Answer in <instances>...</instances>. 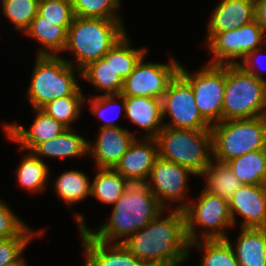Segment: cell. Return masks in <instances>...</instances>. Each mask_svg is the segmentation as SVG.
Wrapping results in <instances>:
<instances>
[{
	"mask_svg": "<svg viewBox=\"0 0 266 266\" xmlns=\"http://www.w3.org/2000/svg\"><path fill=\"white\" fill-rule=\"evenodd\" d=\"M162 211L142 229L122 242L124 247L148 266H179L189 258L185 215L172 209Z\"/></svg>",
	"mask_w": 266,
	"mask_h": 266,
	"instance_id": "cell-1",
	"label": "cell"
},
{
	"mask_svg": "<svg viewBox=\"0 0 266 266\" xmlns=\"http://www.w3.org/2000/svg\"><path fill=\"white\" fill-rule=\"evenodd\" d=\"M112 206L109 219L96 230L87 227L84 216L76 213L78 230L86 229L106 243H122L165 210L146 183H130Z\"/></svg>",
	"mask_w": 266,
	"mask_h": 266,
	"instance_id": "cell-2",
	"label": "cell"
},
{
	"mask_svg": "<svg viewBox=\"0 0 266 266\" xmlns=\"http://www.w3.org/2000/svg\"><path fill=\"white\" fill-rule=\"evenodd\" d=\"M126 33L119 20L75 16L68 28L64 48L75 55V61L64 60L82 70L89 63L102 59Z\"/></svg>",
	"mask_w": 266,
	"mask_h": 266,
	"instance_id": "cell-3",
	"label": "cell"
},
{
	"mask_svg": "<svg viewBox=\"0 0 266 266\" xmlns=\"http://www.w3.org/2000/svg\"><path fill=\"white\" fill-rule=\"evenodd\" d=\"M36 56L33 75L26 93L31 108L41 109L48 102L75 95L81 89L75 78L77 71L81 77V70L71 66L59 55Z\"/></svg>",
	"mask_w": 266,
	"mask_h": 266,
	"instance_id": "cell-4",
	"label": "cell"
},
{
	"mask_svg": "<svg viewBox=\"0 0 266 266\" xmlns=\"http://www.w3.org/2000/svg\"><path fill=\"white\" fill-rule=\"evenodd\" d=\"M159 157L199 176L213 157L211 130L163 127L156 137Z\"/></svg>",
	"mask_w": 266,
	"mask_h": 266,
	"instance_id": "cell-5",
	"label": "cell"
},
{
	"mask_svg": "<svg viewBox=\"0 0 266 266\" xmlns=\"http://www.w3.org/2000/svg\"><path fill=\"white\" fill-rule=\"evenodd\" d=\"M266 106V81L238 64L225 65L222 121L260 117Z\"/></svg>",
	"mask_w": 266,
	"mask_h": 266,
	"instance_id": "cell-6",
	"label": "cell"
},
{
	"mask_svg": "<svg viewBox=\"0 0 266 266\" xmlns=\"http://www.w3.org/2000/svg\"><path fill=\"white\" fill-rule=\"evenodd\" d=\"M213 158L228 162L251 151L266 149L264 116L221 121L211 125Z\"/></svg>",
	"mask_w": 266,
	"mask_h": 266,
	"instance_id": "cell-7",
	"label": "cell"
},
{
	"mask_svg": "<svg viewBox=\"0 0 266 266\" xmlns=\"http://www.w3.org/2000/svg\"><path fill=\"white\" fill-rule=\"evenodd\" d=\"M196 200L189 201L183 210L188 242L199 239H226L228 228L234 227L228 200L203 190ZM197 226L204 229L201 235L196 232Z\"/></svg>",
	"mask_w": 266,
	"mask_h": 266,
	"instance_id": "cell-8",
	"label": "cell"
},
{
	"mask_svg": "<svg viewBox=\"0 0 266 266\" xmlns=\"http://www.w3.org/2000/svg\"><path fill=\"white\" fill-rule=\"evenodd\" d=\"M179 74L191 85L196 106L210 124L222 121L225 92V65L207 64L198 72L190 73L180 64Z\"/></svg>",
	"mask_w": 266,
	"mask_h": 266,
	"instance_id": "cell-9",
	"label": "cell"
},
{
	"mask_svg": "<svg viewBox=\"0 0 266 266\" xmlns=\"http://www.w3.org/2000/svg\"><path fill=\"white\" fill-rule=\"evenodd\" d=\"M266 35L255 20L238 29L216 33L206 44L209 55L208 64H238L250 52L266 45Z\"/></svg>",
	"mask_w": 266,
	"mask_h": 266,
	"instance_id": "cell-10",
	"label": "cell"
},
{
	"mask_svg": "<svg viewBox=\"0 0 266 266\" xmlns=\"http://www.w3.org/2000/svg\"><path fill=\"white\" fill-rule=\"evenodd\" d=\"M169 116L165 127L211 130V125L202 117L194 99L191 85L178 73L168 85L162 98V118Z\"/></svg>",
	"mask_w": 266,
	"mask_h": 266,
	"instance_id": "cell-11",
	"label": "cell"
},
{
	"mask_svg": "<svg viewBox=\"0 0 266 266\" xmlns=\"http://www.w3.org/2000/svg\"><path fill=\"white\" fill-rule=\"evenodd\" d=\"M145 55L137 62L133 71L124 80L123 97H152L162 100L168 85L179 73L180 63L171 57L170 62H144Z\"/></svg>",
	"mask_w": 266,
	"mask_h": 266,
	"instance_id": "cell-12",
	"label": "cell"
},
{
	"mask_svg": "<svg viewBox=\"0 0 266 266\" xmlns=\"http://www.w3.org/2000/svg\"><path fill=\"white\" fill-rule=\"evenodd\" d=\"M190 175L196 176L189 168L158 157L146 184L165 210H169L171 203L180 202L175 209L183 211L189 203L186 191Z\"/></svg>",
	"mask_w": 266,
	"mask_h": 266,
	"instance_id": "cell-13",
	"label": "cell"
},
{
	"mask_svg": "<svg viewBox=\"0 0 266 266\" xmlns=\"http://www.w3.org/2000/svg\"><path fill=\"white\" fill-rule=\"evenodd\" d=\"M228 204L234 226L239 215L241 228H266V185L242 184Z\"/></svg>",
	"mask_w": 266,
	"mask_h": 266,
	"instance_id": "cell-14",
	"label": "cell"
},
{
	"mask_svg": "<svg viewBox=\"0 0 266 266\" xmlns=\"http://www.w3.org/2000/svg\"><path fill=\"white\" fill-rule=\"evenodd\" d=\"M139 139H134L114 168L130 183H146L154 162L159 157L156 138Z\"/></svg>",
	"mask_w": 266,
	"mask_h": 266,
	"instance_id": "cell-15",
	"label": "cell"
},
{
	"mask_svg": "<svg viewBox=\"0 0 266 266\" xmlns=\"http://www.w3.org/2000/svg\"><path fill=\"white\" fill-rule=\"evenodd\" d=\"M84 266H148L130 253L122 243H106L93 237L86 229H80Z\"/></svg>",
	"mask_w": 266,
	"mask_h": 266,
	"instance_id": "cell-16",
	"label": "cell"
},
{
	"mask_svg": "<svg viewBox=\"0 0 266 266\" xmlns=\"http://www.w3.org/2000/svg\"><path fill=\"white\" fill-rule=\"evenodd\" d=\"M135 138L124 127L99 128L94 144L88 142V154L93 155L97 168L114 169Z\"/></svg>",
	"mask_w": 266,
	"mask_h": 266,
	"instance_id": "cell-17",
	"label": "cell"
},
{
	"mask_svg": "<svg viewBox=\"0 0 266 266\" xmlns=\"http://www.w3.org/2000/svg\"><path fill=\"white\" fill-rule=\"evenodd\" d=\"M36 112L33 123L29 129L16 123L3 124L7 138L17 143L19 149L30 152L37 144L48 141L61 134L67 128L47 115L41 109H33Z\"/></svg>",
	"mask_w": 266,
	"mask_h": 266,
	"instance_id": "cell-18",
	"label": "cell"
},
{
	"mask_svg": "<svg viewBox=\"0 0 266 266\" xmlns=\"http://www.w3.org/2000/svg\"><path fill=\"white\" fill-rule=\"evenodd\" d=\"M255 0H221L213 9L207 28V43L216 33L238 29L254 20Z\"/></svg>",
	"mask_w": 266,
	"mask_h": 266,
	"instance_id": "cell-19",
	"label": "cell"
},
{
	"mask_svg": "<svg viewBox=\"0 0 266 266\" xmlns=\"http://www.w3.org/2000/svg\"><path fill=\"white\" fill-rule=\"evenodd\" d=\"M125 114L135 126L145 131L143 137L156 138L164 127L162 100L152 97H125Z\"/></svg>",
	"mask_w": 266,
	"mask_h": 266,
	"instance_id": "cell-20",
	"label": "cell"
},
{
	"mask_svg": "<svg viewBox=\"0 0 266 266\" xmlns=\"http://www.w3.org/2000/svg\"><path fill=\"white\" fill-rule=\"evenodd\" d=\"M226 240L240 266H266V228H240L233 244L229 237Z\"/></svg>",
	"mask_w": 266,
	"mask_h": 266,
	"instance_id": "cell-21",
	"label": "cell"
},
{
	"mask_svg": "<svg viewBox=\"0 0 266 266\" xmlns=\"http://www.w3.org/2000/svg\"><path fill=\"white\" fill-rule=\"evenodd\" d=\"M74 132L72 128H67L56 137L37 144L30 152L41 160L43 156L48 158L85 157L88 154L89 140Z\"/></svg>",
	"mask_w": 266,
	"mask_h": 266,
	"instance_id": "cell-22",
	"label": "cell"
},
{
	"mask_svg": "<svg viewBox=\"0 0 266 266\" xmlns=\"http://www.w3.org/2000/svg\"><path fill=\"white\" fill-rule=\"evenodd\" d=\"M70 25H59V22L42 21L37 14L24 34L41 44L37 55L57 56L64 52Z\"/></svg>",
	"mask_w": 266,
	"mask_h": 266,
	"instance_id": "cell-23",
	"label": "cell"
},
{
	"mask_svg": "<svg viewBox=\"0 0 266 266\" xmlns=\"http://www.w3.org/2000/svg\"><path fill=\"white\" fill-rule=\"evenodd\" d=\"M81 78L94 85L104 95L121 94L124 80L113 68V47L102 59L89 63L81 70Z\"/></svg>",
	"mask_w": 266,
	"mask_h": 266,
	"instance_id": "cell-24",
	"label": "cell"
},
{
	"mask_svg": "<svg viewBox=\"0 0 266 266\" xmlns=\"http://www.w3.org/2000/svg\"><path fill=\"white\" fill-rule=\"evenodd\" d=\"M199 176H203L206 181L203 191L226 200H229L243 184L234 175L227 162L218 161L214 158Z\"/></svg>",
	"mask_w": 266,
	"mask_h": 266,
	"instance_id": "cell-25",
	"label": "cell"
},
{
	"mask_svg": "<svg viewBox=\"0 0 266 266\" xmlns=\"http://www.w3.org/2000/svg\"><path fill=\"white\" fill-rule=\"evenodd\" d=\"M227 163L241 183L266 185V149L251 151Z\"/></svg>",
	"mask_w": 266,
	"mask_h": 266,
	"instance_id": "cell-26",
	"label": "cell"
},
{
	"mask_svg": "<svg viewBox=\"0 0 266 266\" xmlns=\"http://www.w3.org/2000/svg\"><path fill=\"white\" fill-rule=\"evenodd\" d=\"M93 182H91V196L100 203L114 205L125 192L130 182L115 169L97 168Z\"/></svg>",
	"mask_w": 266,
	"mask_h": 266,
	"instance_id": "cell-27",
	"label": "cell"
},
{
	"mask_svg": "<svg viewBox=\"0 0 266 266\" xmlns=\"http://www.w3.org/2000/svg\"><path fill=\"white\" fill-rule=\"evenodd\" d=\"M35 157L31 152L21 158L18 168L16 169L17 182L19 187L28 190L31 193H41L46 190L49 180V167L44 162Z\"/></svg>",
	"mask_w": 266,
	"mask_h": 266,
	"instance_id": "cell-28",
	"label": "cell"
},
{
	"mask_svg": "<svg viewBox=\"0 0 266 266\" xmlns=\"http://www.w3.org/2000/svg\"><path fill=\"white\" fill-rule=\"evenodd\" d=\"M54 193L68 206L91 196V180L79 170H67L55 179Z\"/></svg>",
	"mask_w": 266,
	"mask_h": 266,
	"instance_id": "cell-29",
	"label": "cell"
},
{
	"mask_svg": "<svg viewBox=\"0 0 266 266\" xmlns=\"http://www.w3.org/2000/svg\"><path fill=\"white\" fill-rule=\"evenodd\" d=\"M204 253L200 266H240L230 243L226 239H202L189 243V254L192 248Z\"/></svg>",
	"mask_w": 266,
	"mask_h": 266,
	"instance_id": "cell-30",
	"label": "cell"
},
{
	"mask_svg": "<svg viewBox=\"0 0 266 266\" xmlns=\"http://www.w3.org/2000/svg\"><path fill=\"white\" fill-rule=\"evenodd\" d=\"M85 100L87 101L82 89H80L75 95L57 98L48 102L41 110L66 128H72V122L79 118Z\"/></svg>",
	"mask_w": 266,
	"mask_h": 266,
	"instance_id": "cell-31",
	"label": "cell"
},
{
	"mask_svg": "<svg viewBox=\"0 0 266 266\" xmlns=\"http://www.w3.org/2000/svg\"><path fill=\"white\" fill-rule=\"evenodd\" d=\"M31 231L28 226L19 236L0 240V266H27L23 252L35 235L42 236L43 232Z\"/></svg>",
	"mask_w": 266,
	"mask_h": 266,
	"instance_id": "cell-32",
	"label": "cell"
},
{
	"mask_svg": "<svg viewBox=\"0 0 266 266\" xmlns=\"http://www.w3.org/2000/svg\"><path fill=\"white\" fill-rule=\"evenodd\" d=\"M1 10L16 31H23L30 26L38 14L39 0H0Z\"/></svg>",
	"mask_w": 266,
	"mask_h": 266,
	"instance_id": "cell-33",
	"label": "cell"
},
{
	"mask_svg": "<svg viewBox=\"0 0 266 266\" xmlns=\"http://www.w3.org/2000/svg\"><path fill=\"white\" fill-rule=\"evenodd\" d=\"M147 51V47H141L139 49L132 48L131 40L126 33L113 46V68L125 80L141 57L146 55Z\"/></svg>",
	"mask_w": 266,
	"mask_h": 266,
	"instance_id": "cell-34",
	"label": "cell"
},
{
	"mask_svg": "<svg viewBox=\"0 0 266 266\" xmlns=\"http://www.w3.org/2000/svg\"><path fill=\"white\" fill-rule=\"evenodd\" d=\"M75 16L83 18H102L122 21L118 11L121 0H70Z\"/></svg>",
	"mask_w": 266,
	"mask_h": 266,
	"instance_id": "cell-35",
	"label": "cell"
},
{
	"mask_svg": "<svg viewBox=\"0 0 266 266\" xmlns=\"http://www.w3.org/2000/svg\"><path fill=\"white\" fill-rule=\"evenodd\" d=\"M88 99V103L90 105L89 109H91L92 114L103 120L102 126L100 128L120 127L116 124V122H114V120H116L114 119L115 117L108 119V117H110V114L108 116V112H110V109L113 111V107L118 108L120 106L121 108H119V110L116 108L119 111L116 114L118 116L117 118H119V114L125 111V97H123L121 94H101L99 96L95 95Z\"/></svg>",
	"mask_w": 266,
	"mask_h": 266,
	"instance_id": "cell-36",
	"label": "cell"
},
{
	"mask_svg": "<svg viewBox=\"0 0 266 266\" xmlns=\"http://www.w3.org/2000/svg\"><path fill=\"white\" fill-rule=\"evenodd\" d=\"M38 14L42 21L71 25L75 17L70 0H39Z\"/></svg>",
	"mask_w": 266,
	"mask_h": 266,
	"instance_id": "cell-37",
	"label": "cell"
},
{
	"mask_svg": "<svg viewBox=\"0 0 266 266\" xmlns=\"http://www.w3.org/2000/svg\"><path fill=\"white\" fill-rule=\"evenodd\" d=\"M28 225L0 199V240L19 236Z\"/></svg>",
	"mask_w": 266,
	"mask_h": 266,
	"instance_id": "cell-38",
	"label": "cell"
},
{
	"mask_svg": "<svg viewBox=\"0 0 266 266\" xmlns=\"http://www.w3.org/2000/svg\"><path fill=\"white\" fill-rule=\"evenodd\" d=\"M261 50H263V47L250 52L242 60L239 61L238 65L241 66L245 71L254 75L255 77L266 81V79H264L261 74H259V68H256V64L258 63L257 55L261 53Z\"/></svg>",
	"mask_w": 266,
	"mask_h": 266,
	"instance_id": "cell-39",
	"label": "cell"
},
{
	"mask_svg": "<svg viewBox=\"0 0 266 266\" xmlns=\"http://www.w3.org/2000/svg\"><path fill=\"white\" fill-rule=\"evenodd\" d=\"M254 20L266 35V0H255Z\"/></svg>",
	"mask_w": 266,
	"mask_h": 266,
	"instance_id": "cell-40",
	"label": "cell"
},
{
	"mask_svg": "<svg viewBox=\"0 0 266 266\" xmlns=\"http://www.w3.org/2000/svg\"><path fill=\"white\" fill-rule=\"evenodd\" d=\"M263 116L266 118V106H265V112H264V115Z\"/></svg>",
	"mask_w": 266,
	"mask_h": 266,
	"instance_id": "cell-41",
	"label": "cell"
}]
</instances>
